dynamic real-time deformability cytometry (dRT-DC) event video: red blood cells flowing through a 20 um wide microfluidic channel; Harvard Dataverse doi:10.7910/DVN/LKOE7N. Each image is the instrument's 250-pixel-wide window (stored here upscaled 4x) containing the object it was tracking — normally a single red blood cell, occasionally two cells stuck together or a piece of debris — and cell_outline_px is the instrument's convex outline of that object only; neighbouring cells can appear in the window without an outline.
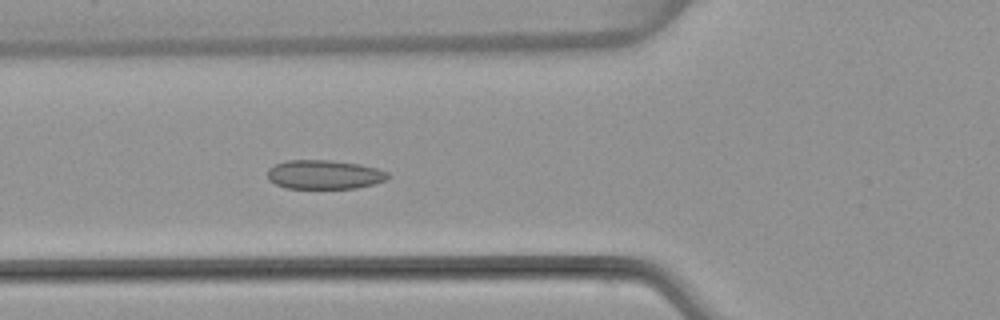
{"species": "common noctule bat (a hibernating species)", "species_latin": "Nyctalus noctula", "temperature_condition": "warm", "stored_images_in_passage": 6, "camera_frame_rate_fps": 3000, "um_per_image_px": 0.085, "animal": {"sex": "female", "body_mass_g": 22.7, "forearm_length_mm": 54.2}, "frame": {"image": 1, "passage_image": 6, "time_ms": 6.0, "image_size_px": [1000, 320], "cell_outline_px": [[392, 176], [384, 180], [372, 184], [356, 188], [284, 188], [268, 180], [268, 168], [284, 160], [332, 160], [360, 164], [380, 168], [388, 172]], "centroid_in_image_um": [27.58, 14.83], "position_along_channel_um": 98.2, "area_um2": 20.58}}